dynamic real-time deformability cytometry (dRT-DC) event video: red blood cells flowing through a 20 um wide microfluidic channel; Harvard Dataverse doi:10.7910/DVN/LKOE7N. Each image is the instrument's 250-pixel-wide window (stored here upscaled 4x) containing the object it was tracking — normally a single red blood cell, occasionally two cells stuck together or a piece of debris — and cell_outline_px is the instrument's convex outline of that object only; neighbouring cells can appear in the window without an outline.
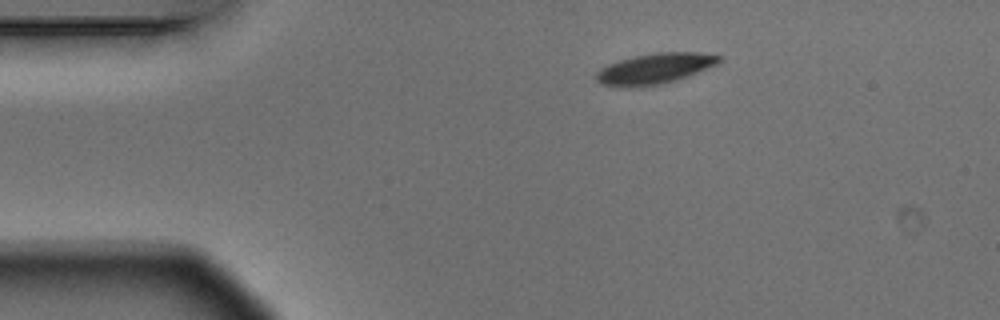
{"species": "Egyptian fruit bat (a non-hibernating species)", "species_latin": "Rousettus aegyptiacus", "temperature_condition": "warm", "stored_images_in_passage": 8, "camera_frame_rate_fps": 3000, "um_per_image_px": 0.085, "animal": {"sex": "male"}, "frame": {"image": 1, "passage_image": 1, "time_ms": 0.0, "image_size_px": [1000, 320], "cell_outline_px": [[720, 60], [716, 64], [688, 76], [676, 80], [660, 84], [628, 88], [624, 88], [600, 84], [596, 80], [596, 72], [600, 68], [608, 64], [620, 60], [636, 56], [656, 52], [700, 52], [720, 56]], "centroid_in_image_um": [55.6, 5.84], "position_along_channel_um": 29.4, "area_um2": 21.85}}
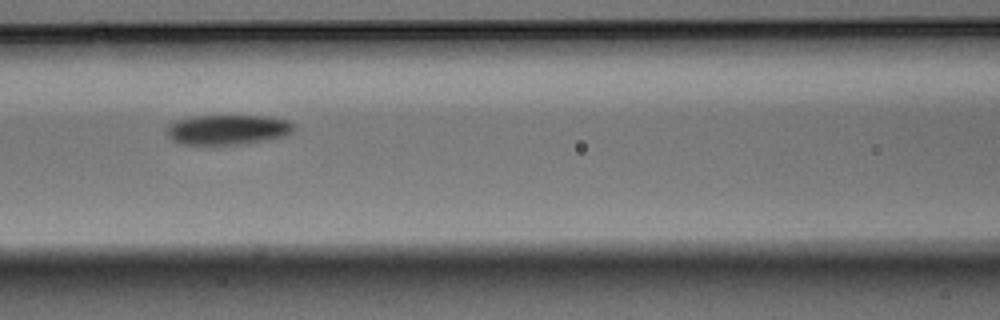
{"frame": {"image": 2, "passage_image": 5, "time_ms": 1.333, "image_size_px": [1000, 320], "cell_outline_px": [[292, 132], [288, 136], [268, 140], [244, 144], [180, 144], [172, 140], [168, 136], [168, 124], [176, 120], [192, 116], [264, 116], [288, 120], [292, 124]], "centroid_in_image_um": [19.36, 11.02], "position_along_channel_um": 147.2, "area_um2": 22.2}}
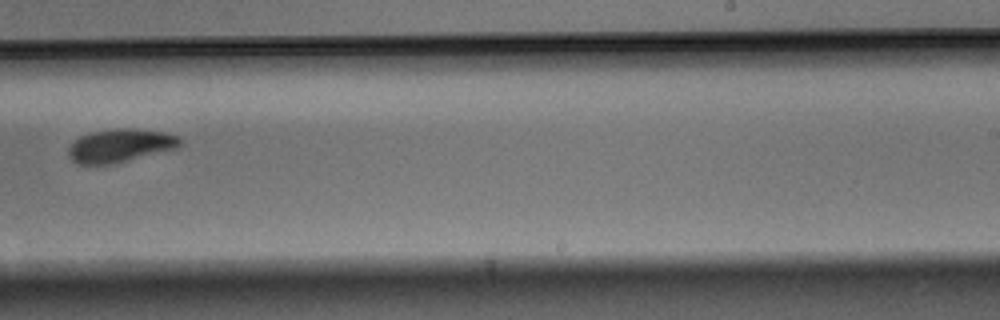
{"frame": {"image": 3, "passage_image": 8, "time_ms": 2.333, "image_size_px": [1000, 320], "cell_outline_px": [[184, 140], [180, 148], [112, 164], [80, 164], [72, 160], [68, 152], [68, 148], [80, 136], [88, 132], [120, 128], [136, 128], [164, 132], [180, 136]], "centroid_in_image_um": [10.3, 12.36], "position_along_channel_um": 278.7, "area_um2": 21.91}}